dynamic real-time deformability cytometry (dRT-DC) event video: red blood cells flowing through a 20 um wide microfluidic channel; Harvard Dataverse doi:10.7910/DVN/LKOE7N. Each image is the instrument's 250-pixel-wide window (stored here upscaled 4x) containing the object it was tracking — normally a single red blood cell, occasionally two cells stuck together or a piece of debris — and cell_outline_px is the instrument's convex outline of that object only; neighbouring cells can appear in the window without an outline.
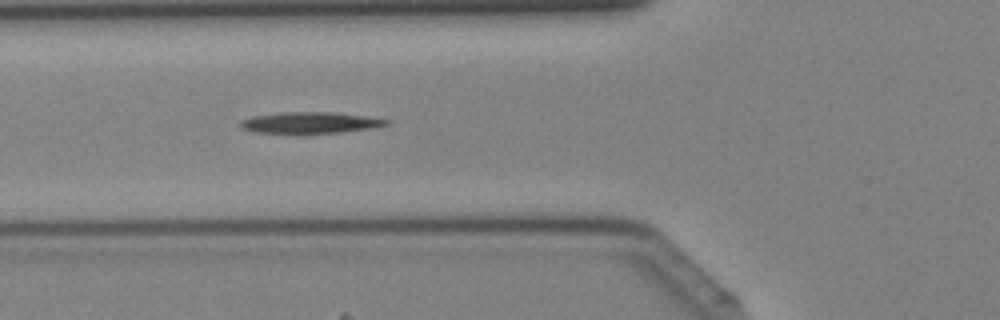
{"species": "Egyptian fruit bat (a non-hibernating species)", "species_latin": "Rousettus aegyptiacus", "temperature_condition": "cold", "stored_images_in_passage": 43, "camera_frame_rate_fps": 3000, "um_per_image_px": 0.085, "animal": {"sex": "female"}, "frame": {"image": 1, "passage_image": 16, "time_ms": 5.0, "image_size_px": [1000, 320], "cell_outline_px": [[392, 120], [388, 124], [376, 128], [304, 136], [296, 136], [256, 132], [240, 128], [240, 120], [252, 116], [288, 112], [332, 112], [364, 116]], "centroid_in_image_um": [26.33, 10.48], "position_along_channel_um": 99.5, "area_um2": 19.02}}
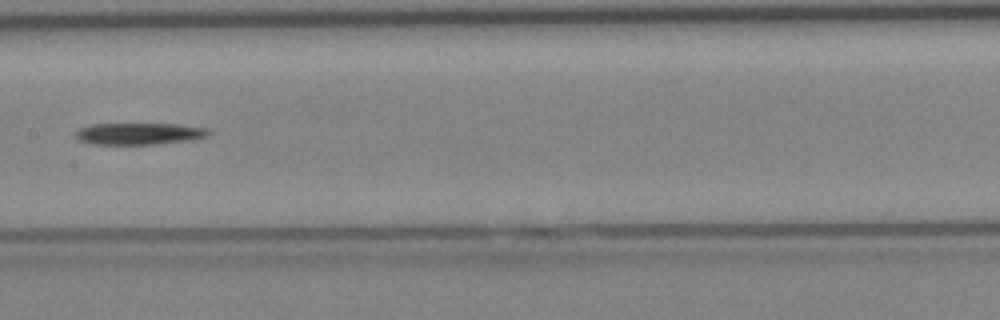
{"frame": {"image": 2, "passage_image": 22, "time_ms": 7.0, "image_size_px": [1000, 320], "cell_outline_px": [[212, 132], [208, 136], [192, 140], [152, 144], [92, 144], [80, 140], [76, 136], [76, 132], [80, 128], [92, 124], [176, 124], [208, 128]], "centroid_in_image_um": [11.88, 11.36], "position_along_channel_um": 195.5, "area_um2": 16.76}}
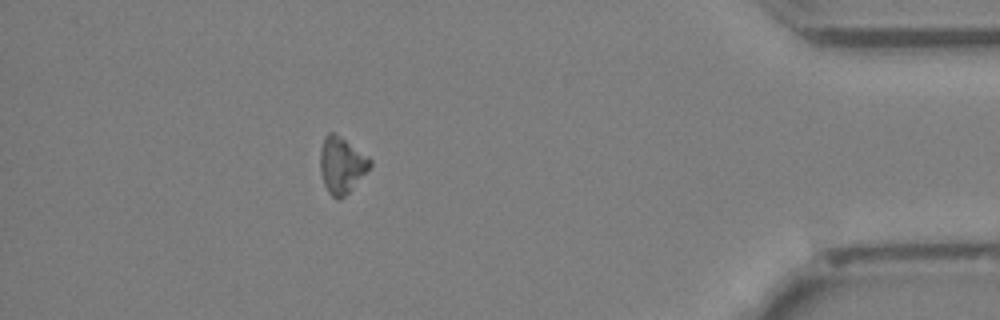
{"frame": {"image": 3, "passage_image": 38, "time_ms": 12.333, "image_size_px": [1000, 320], "cell_outline_px": [[372, 164], [348, 192], [340, 200], [336, 200], [328, 192], [324, 184], [320, 172], [320, 152], [324, 136], [328, 132], [332, 132], [368, 156], [372, 160]], "centroid_in_image_um": [29.0, 14.04], "position_along_channel_um": 406.2, "area_um2": 16.01}}